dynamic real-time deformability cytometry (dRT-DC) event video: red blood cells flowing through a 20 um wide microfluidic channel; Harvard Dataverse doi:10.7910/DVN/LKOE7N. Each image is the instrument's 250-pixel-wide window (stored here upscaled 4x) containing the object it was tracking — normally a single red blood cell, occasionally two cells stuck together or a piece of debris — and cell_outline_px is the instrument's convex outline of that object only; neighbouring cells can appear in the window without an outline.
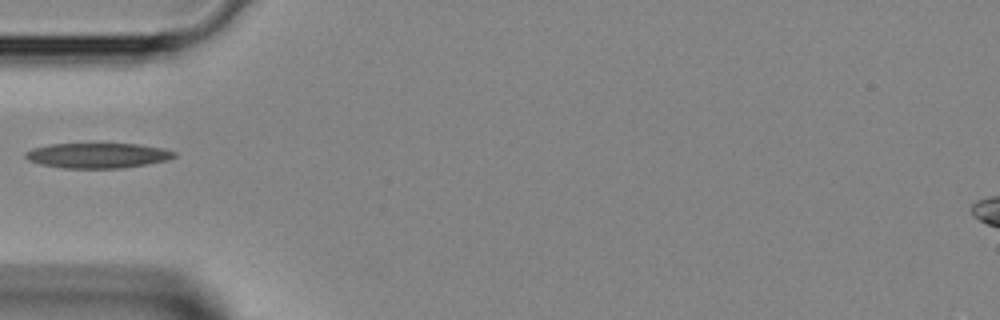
{"species": "Egyptian fruit bat (a non-hibernating species)", "species_latin": "Rousettus aegyptiacus", "temperature_condition": "room temperature", "stored_images_in_passage": 31, "camera_frame_rate_fps": 3000, "um_per_image_px": 0.085, "animal": {"sex": "female"}, "frame": {"image": 1, "passage_image": 1, "time_ms": 0.0, "image_size_px": [1000, 320], "cell_outline_px": [[176, 156], [168, 160], [148, 164], [124, 168], [60, 168], [40, 164], [28, 160], [24, 156], [24, 152], [32, 148], [52, 144], [136, 144], [164, 148], [176, 152]], "centroid_in_image_um": [8.3, 13.22], "position_along_channel_um": 76.7, "area_um2": 21.91}}
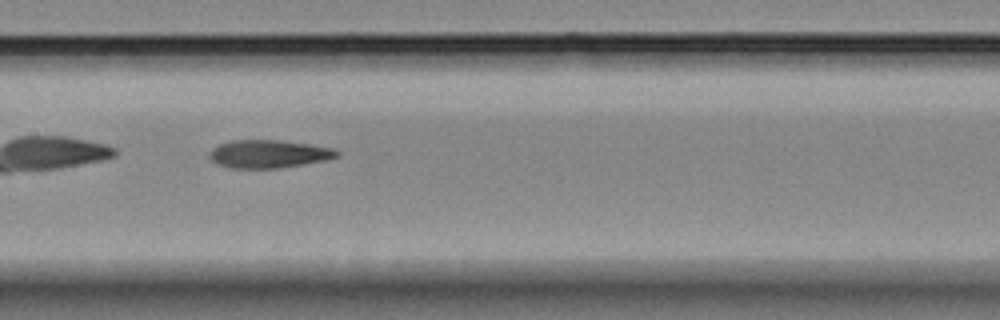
{"frame": {"image": 2, "passage_image": 8, "time_ms": 2.333, "image_size_px": [1000, 320], "cell_outline_px": [[340, 156], [328, 160], [280, 168], [228, 168], [216, 164], [208, 156], [208, 152], [212, 148], [220, 144], [232, 140], [276, 140], [308, 144], [336, 148], [340, 152]], "centroid_in_image_um": [22.85, 13.09], "position_along_channel_um": 184.5, "area_um2": 21.04}}
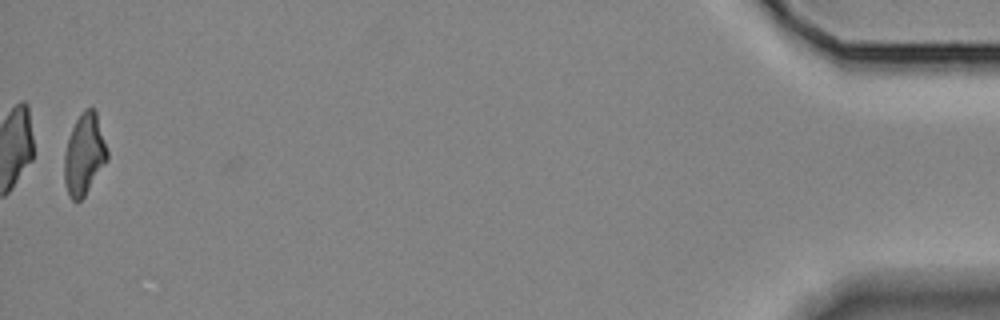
{"frame": {"image": 3, "passage_image": 30, "time_ms": 9.667, "image_size_px": [1000, 320], "cell_outline_px": [[108, 160], [84, 196], [80, 200], [72, 200], [68, 196], [64, 184], [64, 152], [72, 128], [80, 112], [84, 108], [92, 108], [96, 112], [108, 152]], "centroid_in_image_um": [7.15, 13.13], "position_along_channel_um": 428.1, "area_um2": 20.29}}